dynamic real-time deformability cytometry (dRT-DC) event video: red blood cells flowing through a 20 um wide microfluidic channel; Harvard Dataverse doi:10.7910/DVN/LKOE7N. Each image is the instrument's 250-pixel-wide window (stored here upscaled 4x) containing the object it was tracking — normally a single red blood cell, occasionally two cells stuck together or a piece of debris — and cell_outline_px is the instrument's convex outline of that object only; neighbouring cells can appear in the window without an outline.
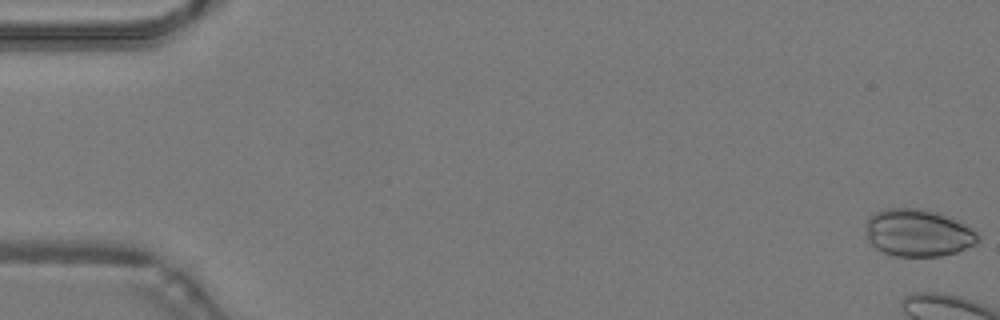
{"species": "common noctule bat (a hibernating species)", "species_latin": "Nyctalus noctula", "temperature_condition": "warm", "stored_images_in_passage": 6, "camera_frame_rate_fps": 3000, "um_per_image_px": 0.085, "animal": {"sex": "male", "body_mass_g": 19.2, "forearm_length_mm": 51.8}, "frame": {"image": 1, "passage_image": 1, "time_ms": 0.0, "image_size_px": [1000, 320], "cell_outline_px": [[980, 240], [976, 244], [956, 252], [940, 256], [896, 256], [884, 252], [868, 244], [868, 216], [876, 212], [888, 208], [920, 208], [936, 212], [960, 220], [968, 224], [980, 236]], "centroid_in_image_um": [78.08, 19.79], "position_along_channel_um": 6.9, "area_um2": 31.1}}